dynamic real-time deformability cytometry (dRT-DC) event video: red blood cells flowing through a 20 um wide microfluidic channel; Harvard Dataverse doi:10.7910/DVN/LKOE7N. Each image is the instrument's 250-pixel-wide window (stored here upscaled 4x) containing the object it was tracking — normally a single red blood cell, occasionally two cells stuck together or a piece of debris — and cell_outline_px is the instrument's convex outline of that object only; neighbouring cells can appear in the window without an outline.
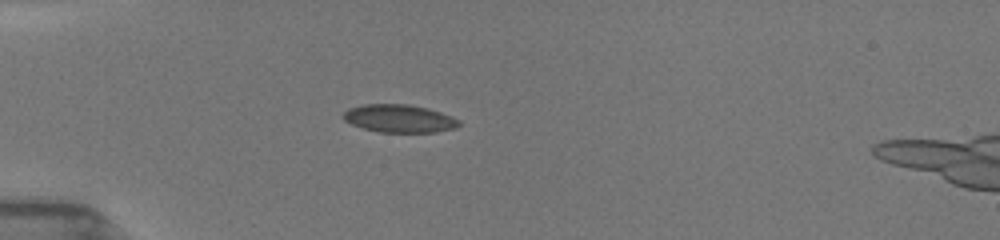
{"species": "common noctule bat (a hibernating species)", "species_latin": "Nyctalus noctula", "temperature_condition": "room temperature", "stored_images_in_passage": 34, "camera_frame_rate_fps": 3000, "um_per_image_px": 0.085, "animal": {"sex": "female", "body_mass_g": 19.5, "forearm_length_mm": 54.1}, "frame": {"image": 1, "passage_image": 29, "time_ms": 5.0, "image_size_px": [1000, 240], "cell_outline_px": [[460, 124], [456, 128], [432, 132], [380, 132], [364, 128], [352, 124], [344, 120], [340, 116], [348, 108], [364, 104], [408, 104], [440, 112], [460, 120]], "centroid_in_image_um": [33.9, 10.07], "position_along_channel_um": 51.1, "area_um2": 18.67}}